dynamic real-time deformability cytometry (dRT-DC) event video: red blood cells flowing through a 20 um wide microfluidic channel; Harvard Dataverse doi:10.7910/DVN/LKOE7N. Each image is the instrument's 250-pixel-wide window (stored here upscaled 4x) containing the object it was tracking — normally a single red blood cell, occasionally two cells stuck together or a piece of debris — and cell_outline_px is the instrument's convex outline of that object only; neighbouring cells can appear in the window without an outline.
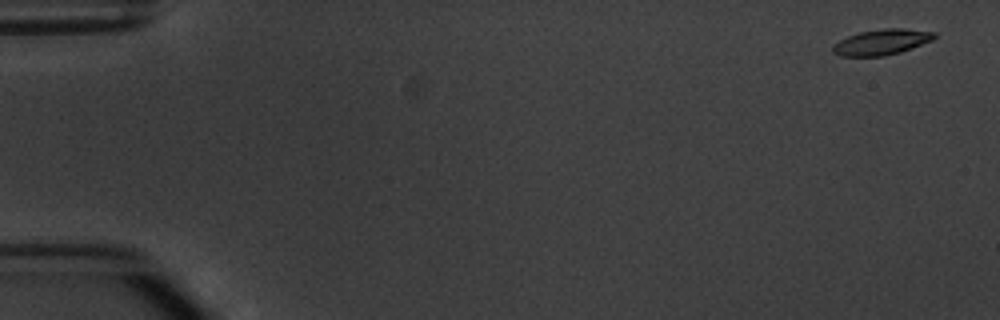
{"species": "common noctule bat (a hibernating species)", "species_latin": "Nyctalus noctula", "temperature_condition": "warm", "stored_images_in_passage": 6, "camera_frame_rate_fps": 3000, "um_per_image_px": 0.085, "animal": {"sex": "male", "body_mass_g": 20.1, "forearm_length_mm": 53.5}, "frame": {"image": 1, "passage_image": 1, "time_ms": 0.0, "image_size_px": [1000, 320], "cell_outline_px": [[936, 36], [932, 40], [900, 52], [884, 56], [840, 56], [832, 52], [832, 44], [848, 36], [860, 32], [884, 28], [904, 28], [936, 32]], "centroid_in_image_um": [74.92, 3.57], "position_along_channel_um": 10.1, "area_um2": 15.14}}
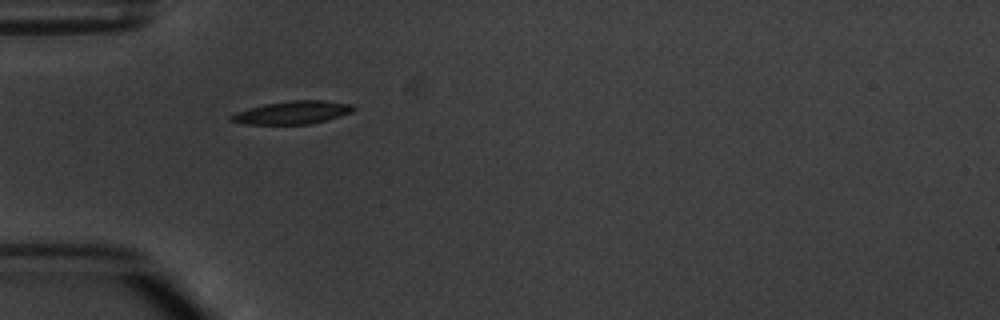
{"frame": {"image": 2, "passage_image": 5, "time_ms": 5.0, "image_size_px": [1000, 320], "cell_outline_px": [[356, 108], [352, 112], [340, 116], [312, 124], [244, 124], [228, 120], [228, 116], [236, 112], [248, 108], [264, 104], [292, 100], [324, 100], [352, 104]], "centroid_in_image_um": [24.84, 9.56], "position_along_channel_um": 60.2, "area_um2": 16.53}}